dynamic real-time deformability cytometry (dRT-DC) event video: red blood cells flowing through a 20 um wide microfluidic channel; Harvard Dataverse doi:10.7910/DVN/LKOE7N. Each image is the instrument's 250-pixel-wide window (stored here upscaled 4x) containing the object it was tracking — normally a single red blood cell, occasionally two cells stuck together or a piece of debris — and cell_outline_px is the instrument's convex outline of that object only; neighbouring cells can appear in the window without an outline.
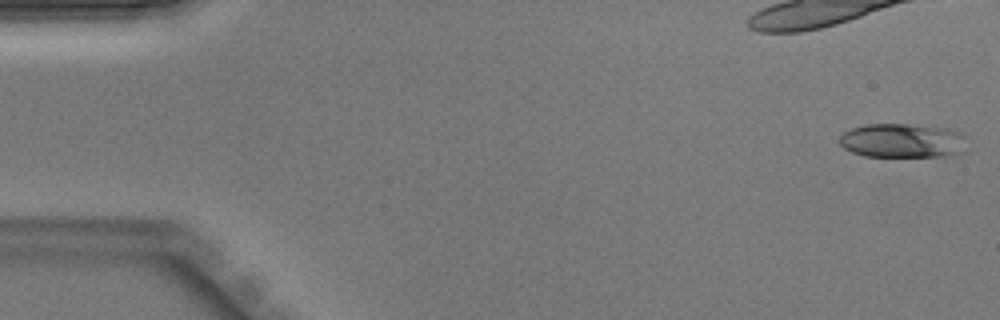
{"species": "Egyptian fruit bat (a non-hibernating species)", "species_latin": "Rousettus aegyptiacus", "temperature_condition": "warm", "stored_images_in_passage": 13, "camera_frame_rate_fps": 3000, "um_per_image_px": 0.085, "animal": {"sex": "male"}, "frame": {"image": 1, "passage_image": 1, "time_ms": 0.0, "image_size_px": [1000, 320], "cell_outline_px": [[964, 136], [956, 152], [944, 156], [864, 156], [852, 152], [844, 148], [840, 144], [840, 136], [844, 132], [852, 128], [864, 124], [908, 124], [948, 128]], "centroid_in_image_um": [76.56, 11.94], "position_along_channel_um": 8.4, "area_um2": 24.68}}